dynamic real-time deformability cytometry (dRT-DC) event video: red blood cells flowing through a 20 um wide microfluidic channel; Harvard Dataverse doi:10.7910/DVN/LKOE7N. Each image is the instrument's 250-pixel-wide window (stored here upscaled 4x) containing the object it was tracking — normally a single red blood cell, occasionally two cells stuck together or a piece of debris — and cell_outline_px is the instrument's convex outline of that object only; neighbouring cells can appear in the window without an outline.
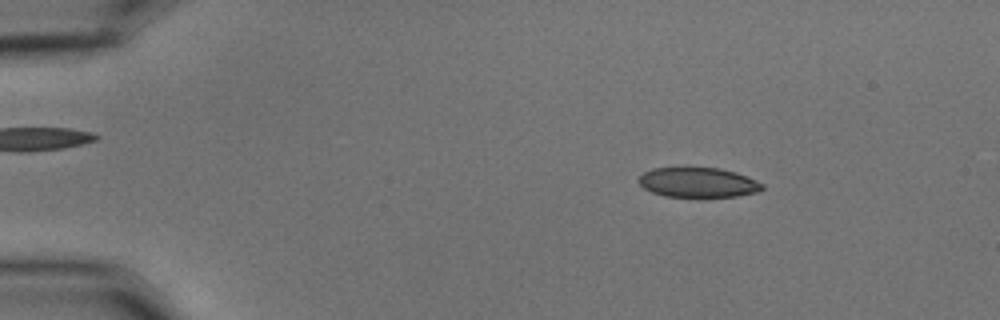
{"species": "common noctule bat (a hibernating species)", "species_latin": "Nyctalus noctula", "temperature_condition": "cold", "stored_images_in_passage": 55, "camera_frame_rate_fps": 3000, "um_per_image_px": 0.085, "animal": {"sex": "male", "body_mass_g": 15.6}, "frame": {"image": 1, "passage_image": 8, "time_ms": 2.333, "image_size_px": [1000, 320], "cell_outline_px": [[764, 188], [760, 192], [736, 196], [664, 196], [652, 192], [644, 188], [636, 180], [644, 172], [652, 168], [684, 164], [720, 168], [736, 172], [748, 176], [764, 184]], "centroid_in_image_um": [59.31, 15.44], "position_along_channel_um": 25.7, "area_um2": 22.43}}
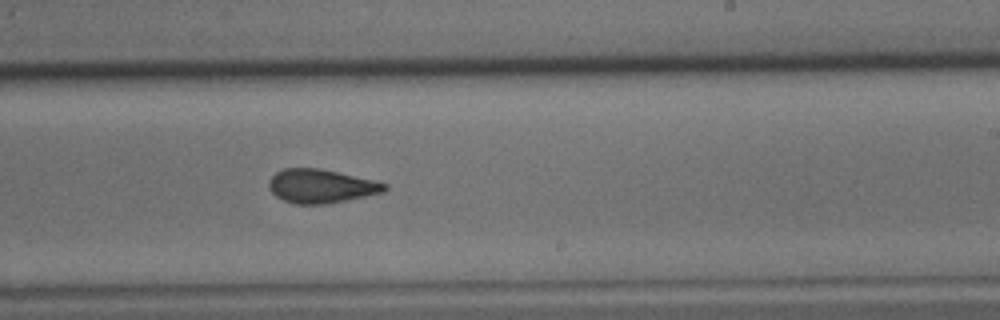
{"frame": {"image": 2, "passage_image": 34, "time_ms": 11.0, "image_size_px": [1000, 320], "cell_outline_px": [[388, 188], [384, 192], [328, 204], [296, 204], [284, 200], [276, 196], [268, 188], [268, 180], [276, 172], [284, 168], [320, 168], [376, 180], [388, 184]], "centroid_in_image_um": [27.3, 15.81], "position_along_channel_um": 261.7, "area_um2": 22.95}}
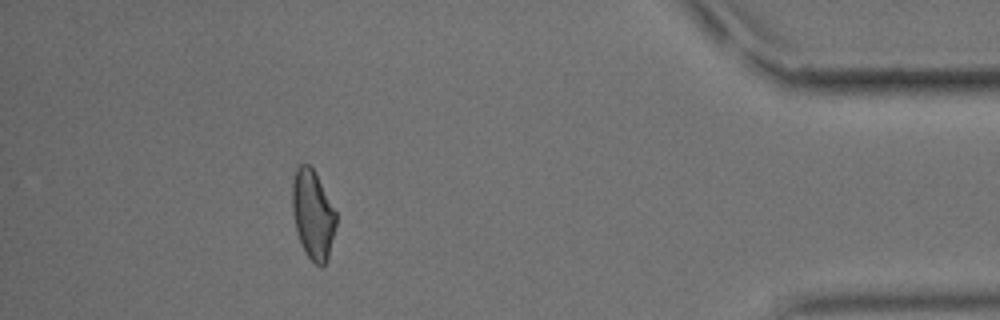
{"frame": {"image": 3, "passage_image": 50, "time_ms": 16.333, "image_size_px": [1000, 320], "cell_outline_px": [[336, 224], [328, 260], [320, 268], [308, 256], [296, 232], [292, 212], [292, 180], [296, 168], [300, 164], [308, 164], [316, 172], [336, 212]], "centroid_in_image_um": [26.59, 18.21], "position_along_channel_um": 408.6, "area_um2": 22.77}, "authors_computed_cell_mechanics": {"area_um2": 23.0044, "velocity_mm_per_s": 3.6002, "shape_relaxation_time_tau1_ms": null, "shape_relaxation_time_tau2_ms": 1.7566, "deformation_change_tau1": null, "deformation_change_tau2": 0.078}}